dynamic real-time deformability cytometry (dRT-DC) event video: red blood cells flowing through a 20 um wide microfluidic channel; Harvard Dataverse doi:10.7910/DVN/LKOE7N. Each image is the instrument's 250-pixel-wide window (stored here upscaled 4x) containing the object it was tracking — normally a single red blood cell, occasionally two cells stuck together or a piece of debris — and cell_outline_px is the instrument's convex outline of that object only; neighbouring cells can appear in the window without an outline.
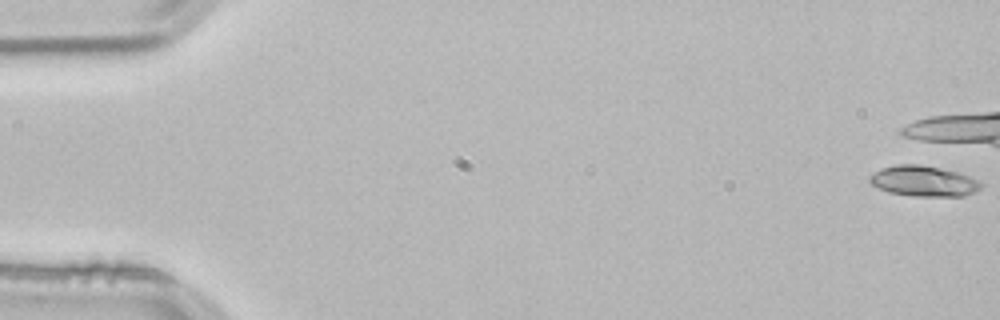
{"species": "common noctule bat (a hibernating species)", "species_latin": "Nyctalus noctula", "temperature_condition": "room temperature", "stored_images_in_passage": 7, "camera_frame_rate_fps": 3000, "um_per_image_px": 0.085, "animal": {"sex": "male", "body_mass_g": 21.5, "forearm_length_mm": 52.0}, "frame": {"image": 1, "passage_image": 1, "time_ms": 0.0, "image_size_px": [1000, 320], "cell_outline_px": [[984, 184], [976, 192], [964, 196], [912, 196], [888, 192], [872, 184], [868, 180], [868, 176], [872, 172], [880, 168], [896, 164], [920, 164], [940, 168], [956, 172], [968, 176]], "centroid_in_image_um": [78.47, 15.39], "position_along_channel_um": 6.5, "area_um2": 19.94}}